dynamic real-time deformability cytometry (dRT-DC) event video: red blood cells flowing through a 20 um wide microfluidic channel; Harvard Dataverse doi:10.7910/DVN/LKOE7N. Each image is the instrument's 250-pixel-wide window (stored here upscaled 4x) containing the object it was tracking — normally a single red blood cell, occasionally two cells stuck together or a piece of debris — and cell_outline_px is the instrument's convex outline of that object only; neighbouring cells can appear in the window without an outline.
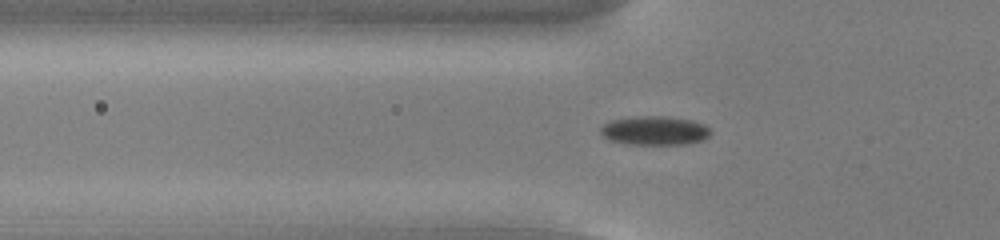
{"species": "common noctule bat (a hibernating species)", "species_latin": "Nyctalus noctula", "temperature_condition": "cold", "stored_images_in_passage": 55, "camera_frame_rate_fps": 3000, "um_per_image_px": 0.085, "animal": {"sex": "male", "body_mass_g": 13.0, "forearm_length_mm": 53.1}, "frame": {"image": 1, "passage_image": 19, "time_ms": 6.0, "image_size_px": [1000, 240], "cell_outline_px": [[712, 132], [704, 140], [684, 144], [624, 144], [608, 140], [600, 132], [600, 128], [608, 120], [636, 116], [664, 116], [692, 120], [704, 124]], "centroid_in_image_um": [55.62, 11.1], "position_along_channel_um": 70.2, "area_um2": 18.73}}
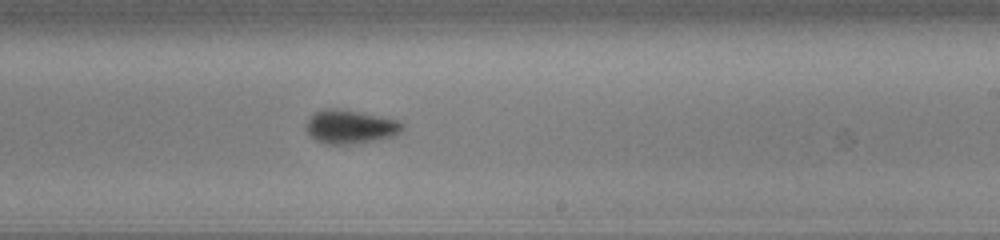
{"frame": {"image": 2, "passage_image": 34, "time_ms": 11.0, "image_size_px": [1000, 240], "cell_outline_px": [[404, 128], [400, 132], [392, 136], [352, 144], [324, 144], [316, 140], [304, 128], [304, 124], [316, 112], [324, 108], [336, 108], [380, 116], [400, 120], [404, 124]], "centroid_in_image_um": [29.76, 10.77], "position_along_channel_um": 259.2, "area_um2": 18.79}}
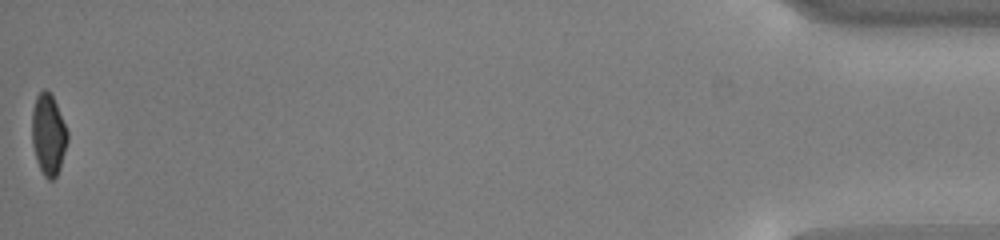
{"frame": {"image": 3, "passage_image": 55, "time_ms": 18.0, "image_size_px": [1000, 240], "cell_outline_px": [[68, 140], [60, 168], [56, 176], [52, 180], [48, 180], [44, 176], [36, 160], [32, 144], [32, 108], [36, 96], [44, 88], [48, 88], [56, 104], [68, 132]], "centroid_in_image_um": [4.1, 11.43], "position_along_channel_um": 431.1, "area_um2": 16.88}, "authors_computed_cell_mechanics": {"area_um2": 17.7446, "velocity_mm_per_s": 3.7916, "shape_relaxation_time_tau1_ms": 2.0716, "shape_relaxation_time_tau2_ms": null, "deformation_change_tau1": 0.1172, "deformation_change_tau2": null}}